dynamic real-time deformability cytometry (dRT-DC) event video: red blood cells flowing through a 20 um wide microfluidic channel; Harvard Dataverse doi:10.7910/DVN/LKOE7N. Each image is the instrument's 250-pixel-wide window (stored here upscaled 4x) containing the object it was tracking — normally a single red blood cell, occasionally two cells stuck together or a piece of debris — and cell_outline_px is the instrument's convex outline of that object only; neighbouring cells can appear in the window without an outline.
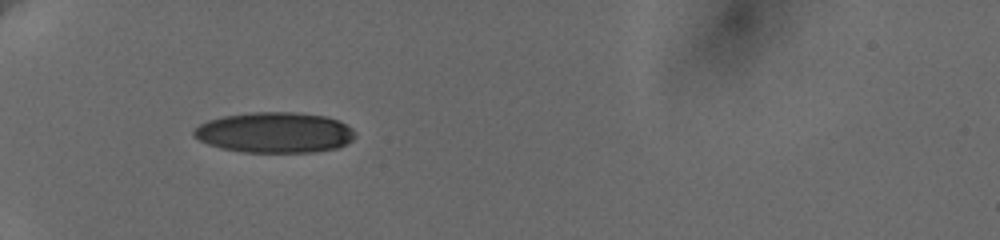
{"species": "human", "species_latin": "Homo sapiens", "temperature_condition": "cold", "stored_images_in_passage": 33, "camera_frame_rate_fps": 3000, "um_per_image_px": 0.085, "donor": {"sex": "female"}, "frame": {"image": 1, "passage_image": 1, "time_ms": 0.0, "image_size_px": [1000, 240], "cell_outline_px": [[356, 136], [352, 140], [336, 148], [316, 152], [244, 152], [220, 148], [208, 144], [192, 136], [192, 132], [200, 124], [208, 120], [224, 116], [252, 112], [296, 112], [328, 116], [340, 120], [348, 124], [356, 132]], "centroid_in_image_um": [23.38, 11.26], "position_along_channel_um": 61.6, "area_um2": 38.44}}
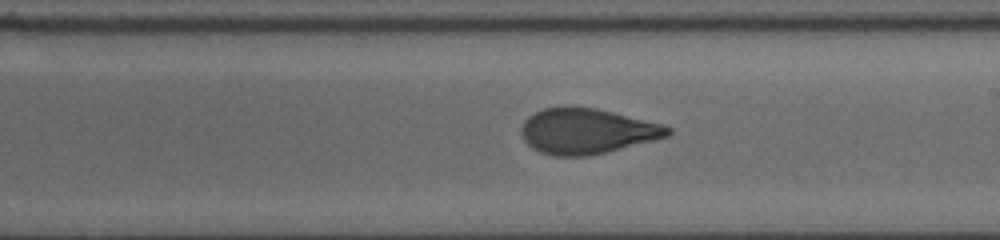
{"frame": {"image": 2, "passage_image": 17, "time_ms": 5.333, "image_size_px": [1000, 240], "cell_outline_px": [[672, 132], [668, 136], [604, 152], [584, 156], [552, 156], [540, 152], [532, 148], [524, 140], [520, 132], [520, 128], [524, 120], [528, 116], [544, 108], [564, 104], [596, 108], [664, 124], [672, 128]], "centroid_in_image_um": [49.83, 11.11], "position_along_channel_um": 239.2, "area_um2": 39.02}}
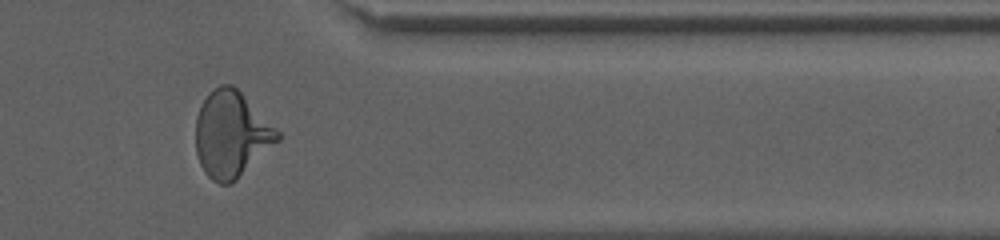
{"frame": {"image": 3, "passage_image": 30, "time_ms": 9.667, "image_size_px": [1000, 240], "cell_outline_px": [[280, 140], [236, 180], [228, 184], [220, 184], [212, 180], [204, 172], [200, 164], [196, 152], [196, 116], [208, 92], [220, 84], [232, 84], [280, 132]], "centroid_in_image_um": [19.65, 11.43], "position_along_channel_um": 391.7, "area_um2": 40.75}, "authors_computed_cell_mechanics": {"area_um2": 39.0728, "velocity_mm_per_s": 3.6475, "shape_relaxation_time_tau1_ms": 4.2677, "shape_relaxation_time_tau2_ms": 0.9542, "deformation_change_tau1": 0.1895, "deformation_change_tau2": 0.0792}}